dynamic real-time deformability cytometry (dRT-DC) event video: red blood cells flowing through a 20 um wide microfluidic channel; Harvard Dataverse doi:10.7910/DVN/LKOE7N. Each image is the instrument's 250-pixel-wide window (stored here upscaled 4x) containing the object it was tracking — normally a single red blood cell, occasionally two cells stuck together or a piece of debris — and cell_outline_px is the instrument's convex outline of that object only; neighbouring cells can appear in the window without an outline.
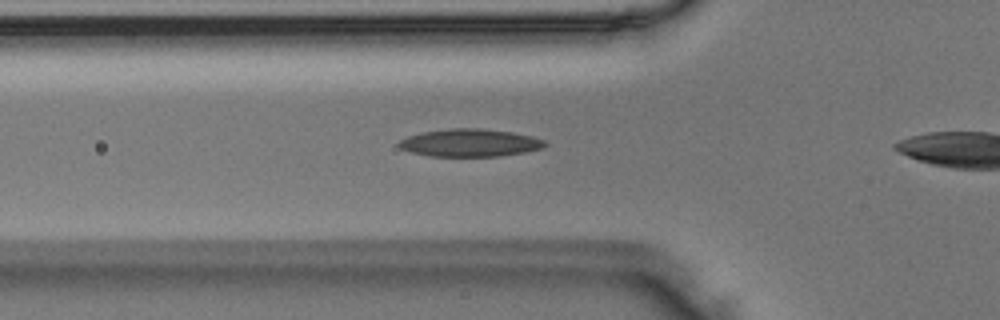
{"species": "Egyptian fruit bat (a non-hibernating species)", "species_latin": "Rousettus aegyptiacus", "temperature_condition": "room temperature", "stored_images_in_passage": 26, "camera_frame_rate_fps": 3000, "um_per_image_px": 0.085, "animal": {"sex": "male"}, "frame": {"image": 1, "passage_image": 2, "time_ms": 0.333, "image_size_px": [1000, 320], "cell_outline_px": [[548, 144], [544, 148], [524, 152], [500, 156], [428, 156], [412, 152], [400, 148], [396, 144], [400, 140], [408, 136], [420, 132], [448, 128], [480, 128], [512, 132], [532, 136], [544, 140]], "centroid_in_image_um": [39.94, 12.13], "position_along_channel_um": 85.9, "area_um2": 23.7}}
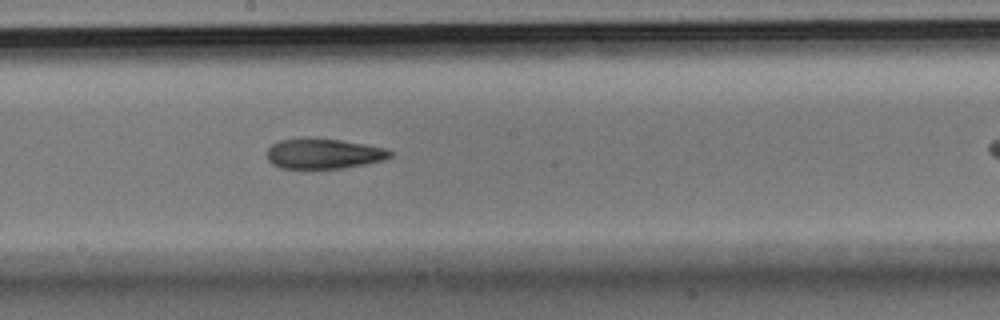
{"frame": {"image": 2, "passage_image": 12, "time_ms": 3.667, "image_size_px": [1000, 320], "cell_outline_px": [[392, 156], [384, 160], [364, 164], [340, 168], [280, 168], [272, 164], [268, 160], [268, 148], [272, 144], [280, 140], [304, 136], [308, 136], [340, 140], [368, 144], [388, 148], [392, 152]], "centroid_in_image_um": [27.51, 13.03], "position_along_channel_um": 220.7, "area_um2": 22.08}}
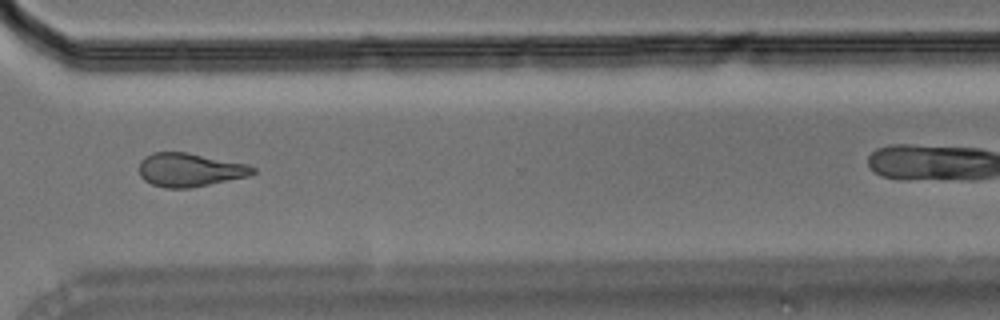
{"frame": {"image": 3, "passage_image": 22, "time_ms": 7.0, "image_size_px": [1000, 320], "cell_outline_px": [[256, 172], [248, 176], [188, 188], [164, 188], [152, 184], [144, 180], [140, 176], [140, 160], [144, 156], [152, 152], [188, 152], [248, 164], [256, 168]], "centroid_in_image_um": [16.12, 14.42], "position_along_channel_um": 354.5, "area_um2": 22.25}}